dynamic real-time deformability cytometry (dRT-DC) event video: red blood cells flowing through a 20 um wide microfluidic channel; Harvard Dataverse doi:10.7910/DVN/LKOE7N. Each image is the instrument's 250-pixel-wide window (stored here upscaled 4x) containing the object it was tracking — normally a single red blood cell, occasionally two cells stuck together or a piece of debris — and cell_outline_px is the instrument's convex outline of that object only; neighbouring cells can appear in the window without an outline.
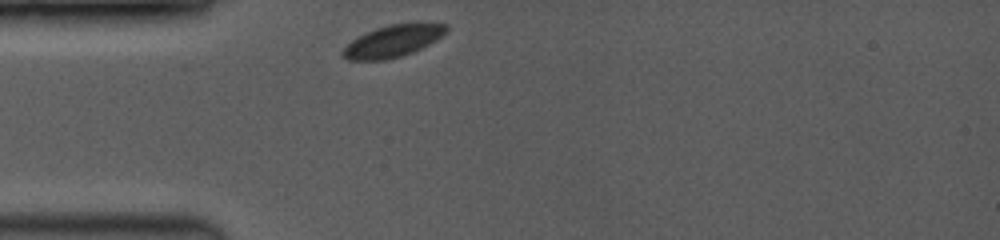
{"species": "common noctule bat (a hibernating species)", "species_latin": "Nyctalus noctula", "temperature_condition": "room temperature", "stored_images_in_passage": 9, "camera_frame_rate_fps": 3500, "um_per_image_px": 0.085, "animal": {"sex": "female", "body_mass_g": 19.0, "forearm_length_mm": 53.3}, "frame": {"image": 1, "passage_image": 1, "time_ms": 0.0, "image_size_px": [1000, 240], "cell_outline_px": [[448, 32], [436, 40], [412, 52], [400, 56], [384, 60], [348, 60], [340, 52], [352, 40], [376, 28], [388, 24], [420, 20], [448, 24]], "centroid_in_image_um": [33.49, 3.43], "position_along_channel_um": 51.5, "area_um2": 19.65}}
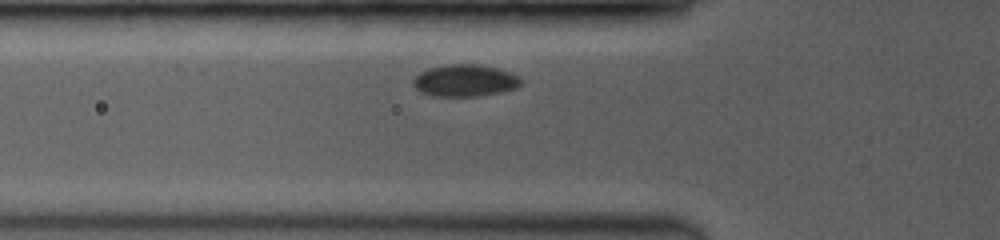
{"frame": {"image": 2, "passage_image": 4, "time_ms": 1.143, "image_size_px": [1000, 240], "cell_outline_px": [[524, 80], [516, 88], [500, 92], [480, 96], [432, 96], [420, 92], [412, 84], [412, 80], [420, 72], [428, 68], [448, 64], [480, 64], [512, 72], [520, 76]], "centroid_in_image_um": [39.53, 6.84], "position_along_channel_um": 86.3, "area_um2": 20.35}}
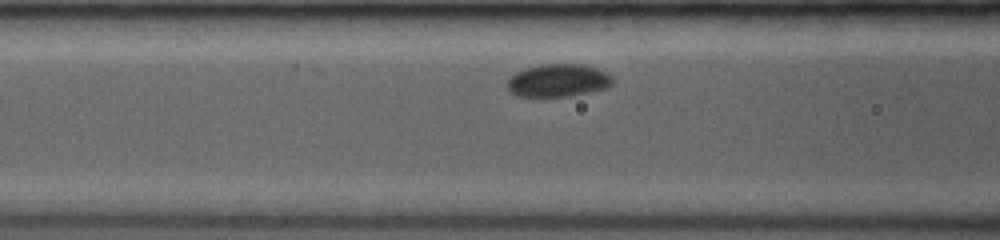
{"frame": {"image": 3, "passage_image": 7, "time_ms": 2.0, "image_size_px": [1000, 240], "cell_outline_px": [[612, 84], [608, 88], [568, 96], [540, 100], [516, 96], [508, 92], [508, 80], [516, 72], [524, 68], [540, 64], [584, 64], [608, 72], [612, 76]], "centroid_in_image_um": [47.4, 6.88], "position_along_channel_um": 119.2, "area_um2": 20.98}}